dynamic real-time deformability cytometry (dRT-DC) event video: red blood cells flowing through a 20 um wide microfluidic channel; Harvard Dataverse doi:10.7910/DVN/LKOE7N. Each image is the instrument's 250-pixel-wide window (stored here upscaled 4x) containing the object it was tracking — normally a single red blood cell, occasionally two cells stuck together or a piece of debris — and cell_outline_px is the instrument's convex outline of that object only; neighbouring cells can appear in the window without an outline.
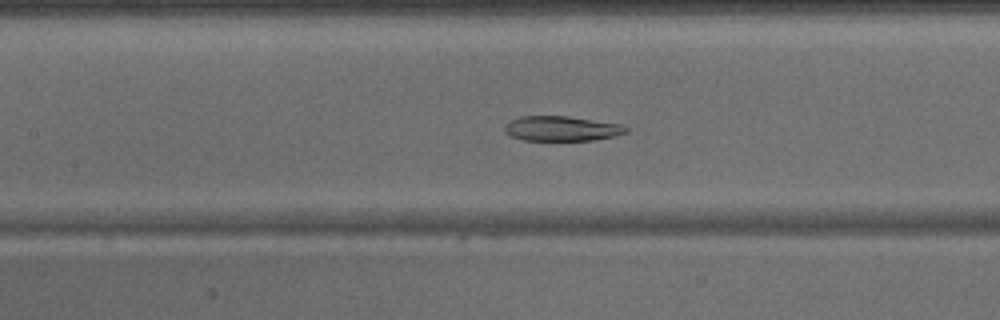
{"species": "common noctule bat (a hibernating species)", "species_latin": "Nyctalus noctula", "temperature_condition": "warm", "stored_images_in_passage": 43, "camera_frame_rate_fps": 3000, "um_per_image_px": 0.085, "animal": {"sex": "male", "body_mass_g": 15.6}, "frame": {"image": 1, "passage_image": 19, "time_ms": 6.0, "image_size_px": [1000, 320], "cell_outline_px": [[628, 132], [616, 136], [592, 140], [524, 140], [512, 136], [504, 132], [504, 124], [520, 116], [568, 116], [624, 124], [628, 128]], "centroid_in_image_um": [47.77, 10.92], "position_along_channel_um": 159.6, "area_um2": 17.74}}
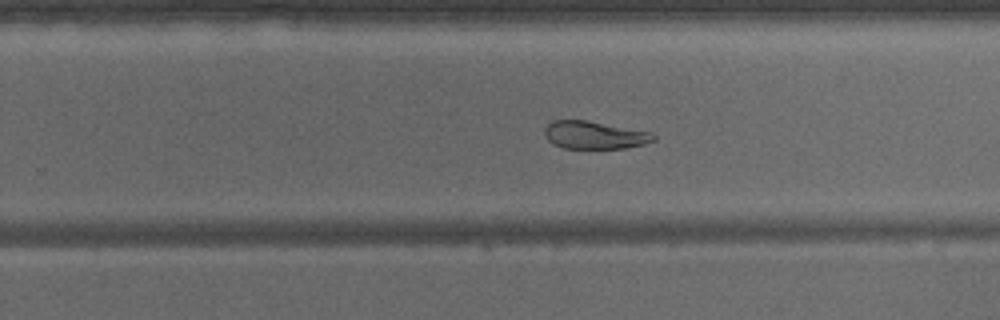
{"frame": {"image": 2, "passage_image": 27, "time_ms": 8.667, "image_size_px": [1000, 320], "cell_outline_px": [[656, 140], [644, 144], [624, 148], [564, 148], [552, 144], [544, 136], [544, 128], [552, 120], [588, 120], [652, 132], [656, 136]], "centroid_in_image_um": [50.52, 11.47], "position_along_channel_um": 279.3, "area_um2": 17.8}}
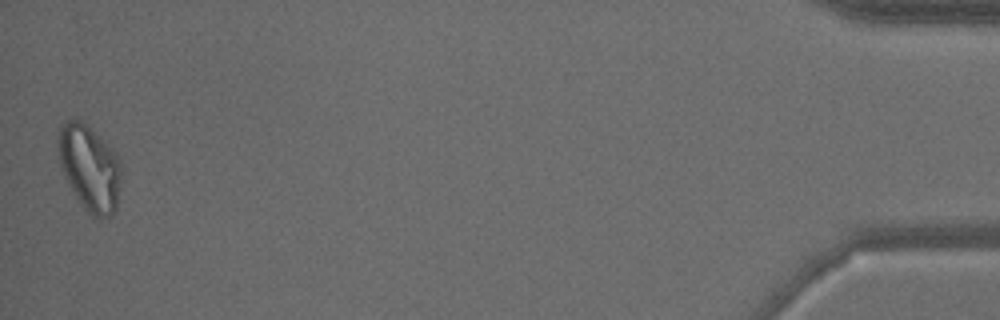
{"frame": {"image": 3, "passage_image": 43, "time_ms": 14.0, "image_size_px": [1000, 320], "cell_outline_px": [[120, 176], [116, 208], [108, 216], [100, 220], [96, 220], [80, 204], [72, 192], [64, 176], [60, 164], [56, 140], [60, 124], [72, 116], [84, 120], [116, 152], [120, 160]], "centroid_in_image_um": [7.57, 14.2], "position_along_channel_um": 427.6, "area_um2": 32.25}}